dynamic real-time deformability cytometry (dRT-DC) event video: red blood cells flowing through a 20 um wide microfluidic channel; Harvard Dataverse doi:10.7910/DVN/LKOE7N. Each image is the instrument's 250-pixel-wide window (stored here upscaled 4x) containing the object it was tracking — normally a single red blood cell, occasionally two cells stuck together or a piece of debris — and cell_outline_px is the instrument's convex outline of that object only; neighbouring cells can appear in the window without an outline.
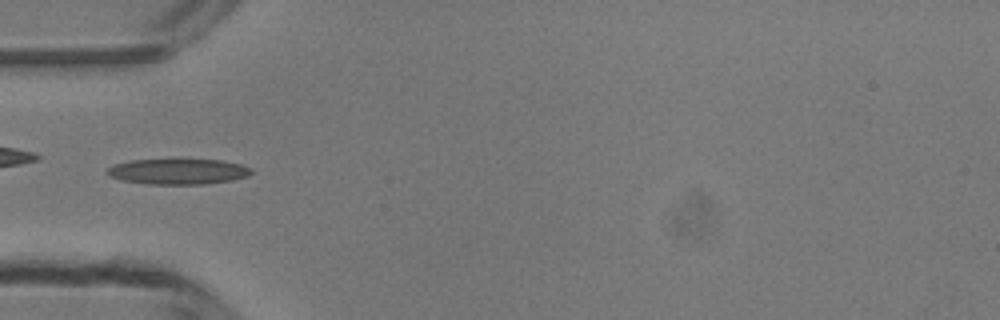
{"species": "common noctule bat (a hibernating species)", "species_latin": "Nyctalus noctula", "temperature_condition": "room temperature", "stored_images_in_passage": 40, "camera_frame_rate_fps": 3000, "um_per_image_px": 0.085, "animal": {"sex": "male", "body_mass_g": 13.3}, "frame": {"image": 1, "passage_image": 7, "time_ms": 2.0, "image_size_px": [1000, 320], "cell_outline_px": [[252, 172], [248, 176], [232, 180], [204, 184], [148, 184], [120, 180], [108, 176], [104, 172], [108, 168], [116, 164], [132, 160], [220, 160], [240, 164], [252, 168]], "centroid_in_image_um": [15.12, 14.59], "position_along_channel_um": 69.9, "area_um2": 21.39}}
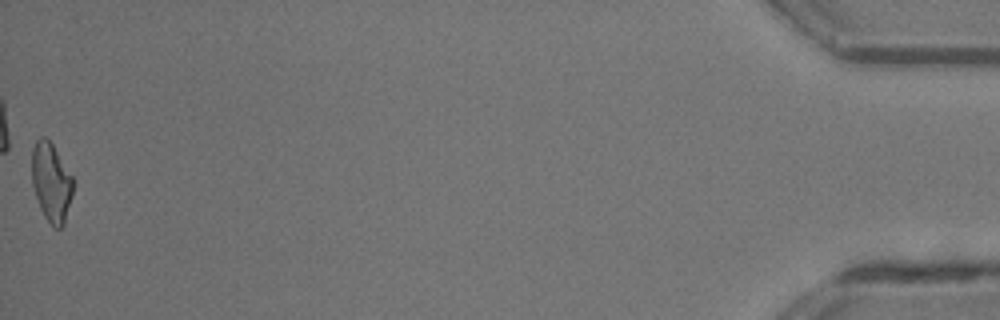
{"frame": {"image": 2, "passage_image": 40, "time_ms": 13.0, "image_size_px": [1000, 320], "cell_outline_px": [[72, 196], [64, 224], [60, 228], [56, 228], [44, 216], [40, 208], [32, 184], [32, 148], [36, 140], [40, 136], [44, 136], [52, 144], [72, 176]], "centroid_in_image_um": [4.34, 15.48], "position_along_channel_um": 430.9, "area_um2": 18.67}, "authors_computed_cell_mechanics": {"area_um2": 20.0855, "velocity_mm_per_s": 4.2173, "shape_relaxation_time_tau1_ms": 7.4138, "shape_relaxation_time_tau2_ms": 3.436, "deformation_change_tau1": 0.2145, "deformation_change_tau2": 0.1306}}